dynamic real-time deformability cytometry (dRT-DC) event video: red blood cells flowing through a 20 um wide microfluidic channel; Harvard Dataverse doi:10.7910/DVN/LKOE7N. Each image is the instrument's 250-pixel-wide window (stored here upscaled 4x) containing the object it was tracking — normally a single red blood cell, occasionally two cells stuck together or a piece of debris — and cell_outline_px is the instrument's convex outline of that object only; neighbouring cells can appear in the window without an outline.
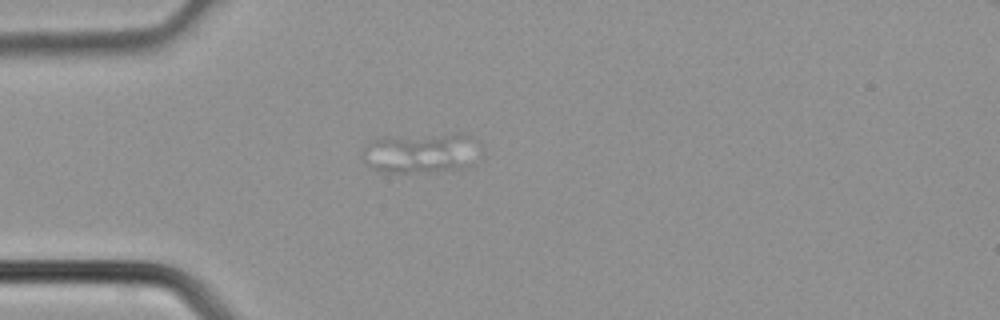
{"species": "common noctule bat (a hibernating species)", "species_latin": "Nyctalus noctula", "temperature_condition": "cold", "stored_images_in_passage": 27, "camera_frame_rate_fps": 3000, "um_per_image_px": 0.085, "animal": {"sex": "male", "body_mass_g": 21.5, "forearm_length_mm": 52.0}, "frame": {"image": 1, "passage_image": 11, "time_ms": 3.333, "image_size_px": [1000, 320], "cell_outline_px": [[476, 140], [472, 164], [468, 168], [412, 172], [380, 172], [372, 168], [360, 156], [364, 148], [372, 140], [380, 136], [456, 132], [460, 132], [472, 136]], "centroid_in_image_um": [35.72, 12.95], "position_along_channel_um": 49.3, "area_um2": 27.92}}